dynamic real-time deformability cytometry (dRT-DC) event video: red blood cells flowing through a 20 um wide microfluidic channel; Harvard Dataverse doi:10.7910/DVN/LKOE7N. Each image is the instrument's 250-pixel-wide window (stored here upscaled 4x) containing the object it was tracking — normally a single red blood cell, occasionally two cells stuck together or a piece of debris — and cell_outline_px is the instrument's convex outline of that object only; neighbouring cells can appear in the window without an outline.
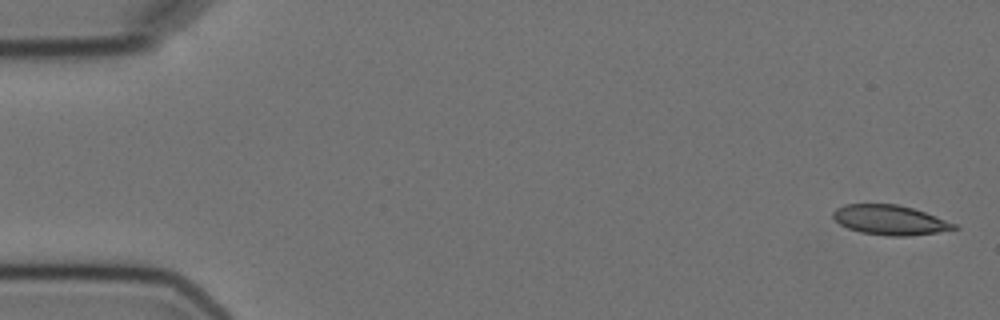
{"species": "Egyptian fruit bat (a non-hibernating species)", "species_latin": "Rousettus aegyptiacus", "temperature_condition": "cold", "stored_images_in_passage": 4, "camera_frame_rate_fps": 3000, "um_per_image_px": 0.085, "animal": {"sex": "female"}, "frame": {"image": 1, "passage_image": 1, "time_ms": 0.0, "image_size_px": [1000, 320], "cell_outline_px": [[960, 228], [936, 232], [908, 236], [888, 236], [860, 232], [848, 228], [840, 224], [832, 216], [832, 212], [836, 208], [844, 204], [896, 204], [912, 208], [936, 216], [956, 224]], "centroid_in_image_um": [75.62, 18.7], "position_along_channel_um": 9.4, "area_um2": 20.87}}